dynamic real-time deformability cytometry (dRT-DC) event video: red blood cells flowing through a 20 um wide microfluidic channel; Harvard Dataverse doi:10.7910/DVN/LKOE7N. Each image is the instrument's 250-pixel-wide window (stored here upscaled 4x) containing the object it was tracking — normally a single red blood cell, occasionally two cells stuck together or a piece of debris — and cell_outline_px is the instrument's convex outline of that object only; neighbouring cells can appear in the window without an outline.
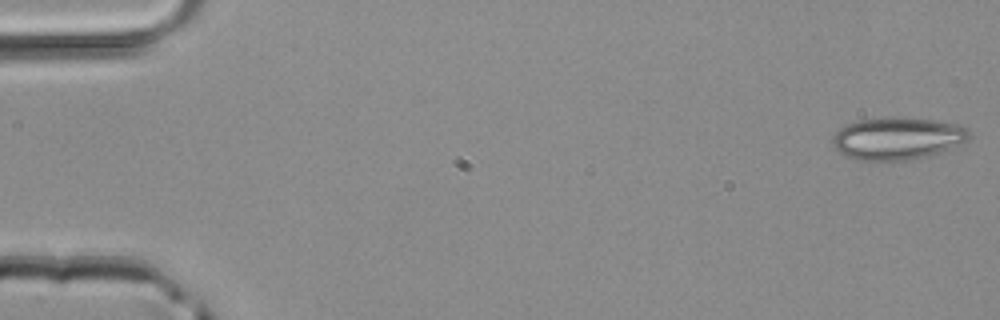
{"species": "common noctule bat (a hibernating species)", "species_latin": "Nyctalus noctula", "temperature_condition": "room temperature", "stored_images_in_passage": 45, "camera_frame_rate_fps": 3000, "um_per_image_px": 0.085, "animal": {"sex": "male", "body_mass_g": 20.4}, "frame": {"image": 1, "passage_image": 1, "time_ms": 0.0, "image_size_px": [1000, 320], "cell_outline_px": [[972, 136], [968, 140], [940, 152], [928, 156], [904, 160], [856, 160], [844, 156], [832, 144], [832, 136], [840, 128], [848, 124], [860, 120], [892, 116], [936, 120], [960, 124], [968, 128]], "centroid_in_image_um": [76.3, 11.75], "position_along_channel_um": 8.7, "area_um2": 33.93}}
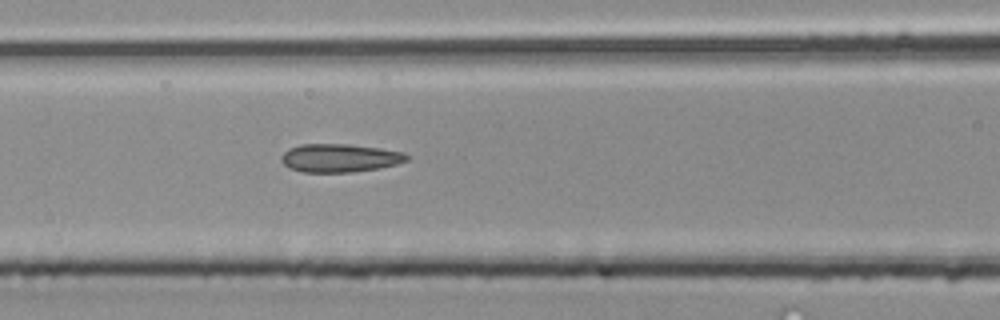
{"frame": {"image": 2, "passage_image": 20, "time_ms": 6.333, "image_size_px": [1000, 320], "cell_outline_px": [[408, 160], [396, 164], [380, 168], [352, 172], [304, 172], [292, 168], [284, 164], [280, 160], [280, 156], [288, 148], [300, 144], [348, 144], [380, 148], [404, 152], [408, 156]], "centroid_in_image_um": [28.87, 13.42], "position_along_channel_um": 137.7, "area_um2": 20.69}}
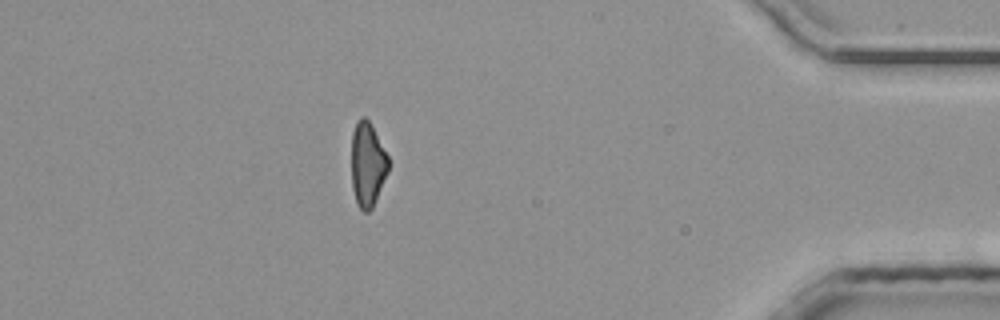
{"frame": {"image": 3, "passage_image": 41, "time_ms": 13.333, "image_size_px": [1000, 320], "cell_outline_px": [[388, 172], [372, 208], [368, 212], [364, 212], [356, 204], [352, 188], [352, 132], [356, 120], [360, 116], [364, 116], [368, 120], [388, 156]], "centroid_in_image_um": [31.22, 13.98], "position_along_channel_um": 404.0, "area_um2": 18.09}}